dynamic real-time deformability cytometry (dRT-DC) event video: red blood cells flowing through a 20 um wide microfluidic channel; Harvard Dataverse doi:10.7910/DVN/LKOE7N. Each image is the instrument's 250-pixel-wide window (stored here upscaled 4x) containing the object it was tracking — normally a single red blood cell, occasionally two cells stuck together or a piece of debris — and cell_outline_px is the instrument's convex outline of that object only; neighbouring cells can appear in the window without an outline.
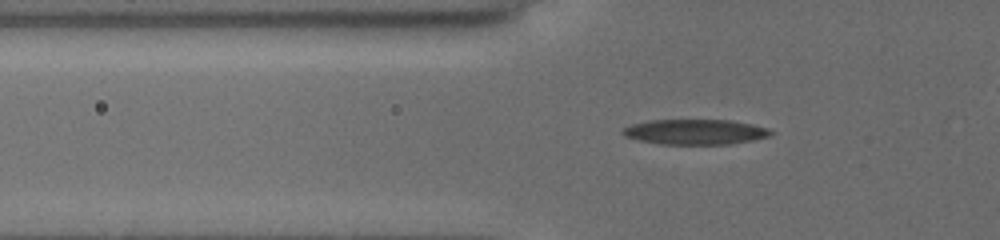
{"species": "common noctule bat (a hibernating species)", "species_latin": "Nyctalus noctula", "temperature_condition": "cold", "stored_images_in_passage": 51, "camera_frame_rate_fps": 3000, "um_per_image_px": 0.085, "animal": {"sex": "female", "body_mass_g": 19.5, "forearm_length_mm": 54.1}, "frame": {"image": 1, "passage_image": 20, "time_ms": 6.333, "image_size_px": [1000, 240], "cell_outline_px": [[776, 132], [768, 136], [752, 140], [728, 144], [660, 144], [640, 140], [624, 136], [620, 132], [624, 128], [632, 124], [648, 120], [732, 120], [752, 124], [768, 128]], "centroid_in_image_um": [59.1, 11.2], "position_along_channel_um": 66.7, "area_um2": 21.73}}
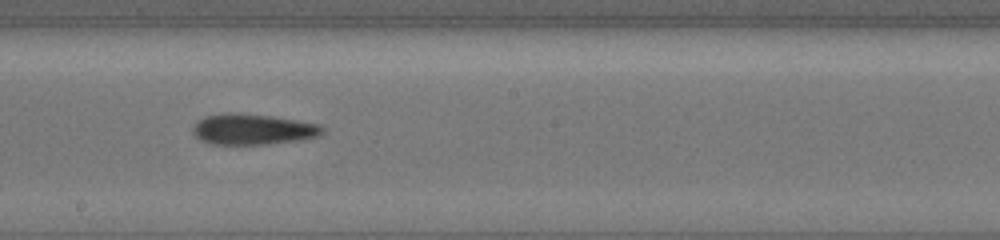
{"frame": {"image": 2, "passage_image": 33, "time_ms": 10.667, "image_size_px": [1000, 240], "cell_outline_px": [[324, 132], [320, 136], [300, 140], [268, 144], [212, 144], [200, 140], [192, 132], [192, 128], [200, 120], [208, 116], [228, 112], [232, 112], [272, 116], [320, 124], [324, 128]], "centroid_in_image_um": [21.53, 10.99], "position_along_channel_um": 226.7, "area_um2": 23.18}}
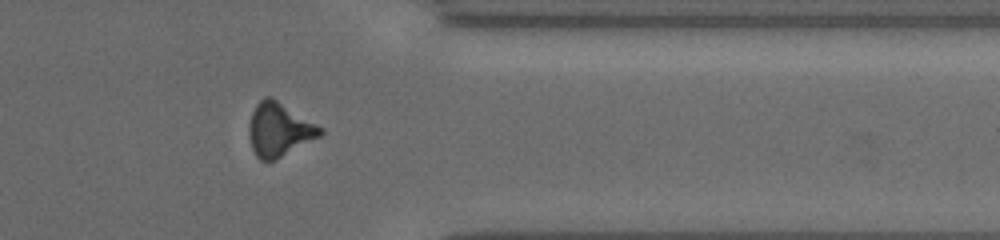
{"frame": {"image": 3, "passage_image": 46, "time_ms": 15.0, "image_size_px": [1000, 240], "cell_outline_px": [[324, 132], [320, 136], [276, 160], [260, 160], [256, 156], [252, 148], [248, 132], [248, 124], [252, 112], [256, 104], [264, 96], [272, 96], [324, 128]], "centroid_in_image_um": [23.73, 11.0], "position_along_channel_um": 387.7, "area_um2": 22.48}}